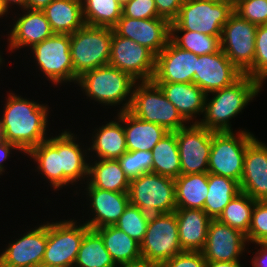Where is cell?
<instances>
[{
	"label": "cell",
	"mask_w": 267,
	"mask_h": 267,
	"mask_svg": "<svg viewBox=\"0 0 267 267\" xmlns=\"http://www.w3.org/2000/svg\"><path fill=\"white\" fill-rule=\"evenodd\" d=\"M113 28L84 25L70 34V53L74 74L108 65L111 55Z\"/></svg>",
	"instance_id": "obj_7"
},
{
	"label": "cell",
	"mask_w": 267,
	"mask_h": 267,
	"mask_svg": "<svg viewBox=\"0 0 267 267\" xmlns=\"http://www.w3.org/2000/svg\"><path fill=\"white\" fill-rule=\"evenodd\" d=\"M234 12L257 26L267 24V0H242Z\"/></svg>",
	"instance_id": "obj_43"
},
{
	"label": "cell",
	"mask_w": 267,
	"mask_h": 267,
	"mask_svg": "<svg viewBox=\"0 0 267 267\" xmlns=\"http://www.w3.org/2000/svg\"><path fill=\"white\" fill-rule=\"evenodd\" d=\"M73 267H116L96 230L89 229L85 233Z\"/></svg>",
	"instance_id": "obj_35"
},
{
	"label": "cell",
	"mask_w": 267,
	"mask_h": 267,
	"mask_svg": "<svg viewBox=\"0 0 267 267\" xmlns=\"http://www.w3.org/2000/svg\"><path fill=\"white\" fill-rule=\"evenodd\" d=\"M239 129L212 131L208 173L231 178L240 184L246 147L255 135L248 129Z\"/></svg>",
	"instance_id": "obj_8"
},
{
	"label": "cell",
	"mask_w": 267,
	"mask_h": 267,
	"mask_svg": "<svg viewBox=\"0 0 267 267\" xmlns=\"http://www.w3.org/2000/svg\"><path fill=\"white\" fill-rule=\"evenodd\" d=\"M242 0H230V3L235 6L236 4H238L239 2H241Z\"/></svg>",
	"instance_id": "obj_59"
},
{
	"label": "cell",
	"mask_w": 267,
	"mask_h": 267,
	"mask_svg": "<svg viewBox=\"0 0 267 267\" xmlns=\"http://www.w3.org/2000/svg\"><path fill=\"white\" fill-rule=\"evenodd\" d=\"M188 123L203 116L206 93L195 83H156ZM199 115V116H198ZM202 115V116H201ZM198 117V118H197Z\"/></svg>",
	"instance_id": "obj_25"
},
{
	"label": "cell",
	"mask_w": 267,
	"mask_h": 267,
	"mask_svg": "<svg viewBox=\"0 0 267 267\" xmlns=\"http://www.w3.org/2000/svg\"><path fill=\"white\" fill-rule=\"evenodd\" d=\"M147 225L148 223L143 218L141 209L129 203L114 226L140 244L146 234Z\"/></svg>",
	"instance_id": "obj_41"
},
{
	"label": "cell",
	"mask_w": 267,
	"mask_h": 267,
	"mask_svg": "<svg viewBox=\"0 0 267 267\" xmlns=\"http://www.w3.org/2000/svg\"><path fill=\"white\" fill-rule=\"evenodd\" d=\"M53 0H27V9L30 10H43Z\"/></svg>",
	"instance_id": "obj_51"
},
{
	"label": "cell",
	"mask_w": 267,
	"mask_h": 267,
	"mask_svg": "<svg viewBox=\"0 0 267 267\" xmlns=\"http://www.w3.org/2000/svg\"><path fill=\"white\" fill-rule=\"evenodd\" d=\"M221 37L189 30H170V40L179 48L197 56L213 54L221 50Z\"/></svg>",
	"instance_id": "obj_38"
},
{
	"label": "cell",
	"mask_w": 267,
	"mask_h": 267,
	"mask_svg": "<svg viewBox=\"0 0 267 267\" xmlns=\"http://www.w3.org/2000/svg\"><path fill=\"white\" fill-rule=\"evenodd\" d=\"M208 189L203 211L211 219H217L230 201L241 192L237 181L211 173H208Z\"/></svg>",
	"instance_id": "obj_32"
},
{
	"label": "cell",
	"mask_w": 267,
	"mask_h": 267,
	"mask_svg": "<svg viewBox=\"0 0 267 267\" xmlns=\"http://www.w3.org/2000/svg\"><path fill=\"white\" fill-rule=\"evenodd\" d=\"M241 263L242 262H218L206 260L205 267H243L244 264Z\"/></svg>",
	"instance_id": "obj_52"
},
{
	"label": "cell",
	"mask_w": 267,
	"mask_h": 267,
	"mask_svg": "<svg viewBox=\"0 0 267 267\" xmlns=\"http://www.w3.org/2000/svg\"><path fill=\"white\" fill-rule=\"evenodd\" d=\"M123 128L128 151H152L153 147L169 132L161 125L145 122L123 111Z\"/></svg>",
	"instance_id": "obj_28"
},
{
	"label": "cell",
	"mask_w": 267,
	"mask_h": 267,
	"mask_svg": "<svg viewBox=\"0 0 267 267\" xmlns=\"http://www.w3.org/2000/svg\"><path fill=\"white\" fill-rule=\"evenodd\" d=\"M248 246L245 234L217 219H211L201 252L205 260L241 262L240 258L247 252Z\"/></svg>",
	"instance_id": "obj_18"
},
{
	"label": "cell",
	"mask_w": 267,
	"mask_h": 267,
	"mask_svg": "<svg viewBox=\"0 0 267 267\" xmlns=\"http://www.w3.org/2000/svg\"><path fill=\"white\" fill-rule=\"evenodd\" d=\"M182 252L175 212L164 213L157 220L148 223L146 234L140 243L143 259L161 266Z\"/></svg>",
	"instance_id": "obj_11"
},
{
	"label": "cell",
	"mask_w": 267,
	"mask_h": 267,
	"mask_svg": "<svg viewBox=\"0 0 267 267\" xmlns=\"http://www.w3.org/2000/svg\"><path fill=\"white\" fill-rule=\"evenodd\" d=\"M87 181L93 187L106 191H129L130 180L122 170L118 160L89 159Z\"/></svg>",
	"instance_id": "obj_30"
},
{
	"label": "cell",
	"mask_w": 267,
	"mask_h": 267,
	"mask_svg": "<svg viewBox=\"0 0 267 267\" xmlns=\"http://www.w3.org/2000/svg\"><path fill=\"white\" fill-rule=\"evenodd\" d=\"M42 11L57 34H72L85 25L81 0H53Z\"/></svg>",
	"instance_id": "obj_29"
},
{
	"label": "cell",
	"mask_w": 267,
	"mask_h": 267,
	"mask_svg": "<svg viewBox=\"0 0 267 267\" xmlns=\"http://www.w3.org/2000/svg\"><path fill=\"white\" fill-rule=\"evenodd\" d=\"M5 135H4V128L2 126V121H1V118H0V143L5 141Z\"/></svg>",
	"instance_id": "obj_54"
},
{
	"label": "cell",
	"mask_w": 267,
	"mask_h": 267,
	"mask_svg": "<svg viewBox=\"0 0 267 267\" xmlns=\"http://www.w3.org/2000/svg\"><path fill=\"white\" fill-rule=\"evenodd\" d=\"M5 98L0 113L5 139L26 155L53 134H48L51 108L47 103L25 98L13 90L8 91Z\"/></svg>",
	"instance_id": "obj_1"
},
{
	"label": "cell",
	"mask_w": 267,
	"mask_h": 267,
	"mask_svg": "<svg viewBox=\"0 0 267 267\" xmlns=\"http://www.w3.org/2000/svg\"><path fill=\"white\" fill-rule=\"evenodd\" d=\"M76 219L47 220V244L42 263L74 266L83 237L90 229L81 219Z\"/></svg>",
	"instance_id": "obj_10"
},
{
	"label": "cell",
	"mask_w": 267,
	"mask_h": 267,
	"mask_svg": "<svg viewBox=\"0 0 267 267\" xmlns=\"http://www.w3.org/2000/svg\"><path fill=\"white\" fill-rule=\"evenodd\" d=\"M175 182L176 209L203 210L208 194V173L180 175Z\"/></svg>",
	"instance_id": "obj_31"
},
{
	"label": "cell",
	"mask_w": 267,
	"mask_h": 267,
	"mask_svg": "<svg viewBox=\"0 0 267 267\" xmlns=\"http://www.w3.org/2000/svg\"><path fill=\"white\" fill-rule=\"evenodd\" d=\"M30 58L38 72L45 80L56 86L74 83L78 77L74 74L72 56L70 53V34H57L35 44L30 48Z\"/></svg>",
	"instance_id": "obj_6"
},
{
	"label": "cell",
	"mask_w": 267,
	"mask_h": 267,
	"mask_svg": "<svg viewBox=\"0 0 267 267\" xmlns=\"http://www.w3.org/2000/svg\"><path fill=\"white\" fill-rule=\"evenodd\" d=\"M262 89L257 80L243 74L232 85L206 94L204 113L198 124L214 132L233 131L230 120L242 114Z\"/></svg>",
	"instance_id": "obj_2"
},
{
	"label": "cell",
	"mask_w": 267,
	"mask_h": 267,
	"mask_svg": "<svg viewBox=\"0 0 267 267\" xmlns=\"http://www.w3.org/2000/svg\"><path fill=\"white\" fill-rule=\"evenodd\" d=\"M136 82L128 73L106 65L83 73L76 87H80L89 102L101 104L105 109L119 107L114 110L118 113L129 110Z\"/></svg>",
	"instance_id": "obj_3"
},
{
	"label": "cell",
	"mask_w": 267,
	"mask_h": 267,
	"mask_svg": "<svg viewBox=\"0 0 267 267\" xmlns=\"http://www.w3.org/2000/svg\"><path fill=\"white\" fill-rule=\"evenodd\" d=\"M156 56L146 47L113 31L108 65L131 75L136 81H151Z\"/></svg>",
	"instance_id": "obj_15"
},
{
	"label": "cell",
	"mask_w": 267,
	"mask_h": 267,
	"mask_svg": "<svg viewBox=\"0 0 267 267\" xmlns=\"http://www.w3.org/2000/svg\"><path fill=\"white\" fill-rule=\"evenodd\" d=\"M128 111L140 120L161 125L168 132H177L189 124L153 80L136 82Z\"/></svg>",
	"instance_id": "obj_5"
},
{
	"label": "cell",
	"mask_w": 267,
	"mask_h": 267,
	"mask_svg": "<svg viewBox=\"0 0 267 267\" xmlns=\"http://www.w3.org/2000/svg\"><path fill=\"white\" fill-rule=\"evenodd\" d=\"M158 15L173 22L179 15L185 0H154Z\"/></svg>",
	"instance_id": "obj_46"
},
{
	"label": "cell",
	"mask_w": 267,
	"mask_h": 267,
	"mask_svg": "<svg viewBox=\"0 0 267 267\" xmlns=\"http://www.w3.org/2000/svg\"><path fill=\"white\" fill-rule=\"evenodd\" d=\"M128 194L130 204L141 209L147 223L176 210L175 182L172 178L152 172L142 174L130 180Z\"/></svg>",
	"instance_id": "obj_4"
},
{
	"label": "cell",
	"mask_w": 267,
	"mask_h": 267,
	"mask_svg": "<svg viewBox=\"0 0 267 267\" xmlns=\"http://www.w3.org/2000/svg\"><path fill=\"white\" fill-rule=\"evenodd\" d=\"M256 251L252 252L253 256L250 258L252 267H267V242L253 243ZM259 247V248H257Z\"/></svg>",
	"instance_id": "obj_48"
},
{
	"label": "cell",
	"mask_w": 267,
	"mask_h": 267,
	"mask_svg": "<svg viewBox=\"0 0 267 267\" xmlns=\"http://www.w3.org/2000/svg\"><path fill=\"white\" fill-rule=\"evenodd\" d=\"M35 267H61V266H52V265H47V264L41 263V264H38Z\"/></svg>",
	"instance_id": "obj_56"
},
{
	"label": "cell",
	"mask_w": 267,
	"mask_h": 267,
	"mask_svg": "<svg viewBox=\"0 0 267 267\" xmlns=\"http://www.w3.org/2000/svg\"><path fill=\"white\" fill-rule=\"evenodd\" d=\"M118 161L129 180L152 172L153 156L151 151H126Z\"/></svg>",
	"instance_id": "obj_40"
},
{
	"label": "cell",
	"mask_w": 267,
	"mask_h": 267,
	"mask_svg": "<svg viewBox=\"0 0 267 267\" xmlns=\"http://www.w3.org/2000/svg\"><path fill=\"white\" fill-rule=\"evenodd\" d=\"M262 86L267 81V24L258 25L255 36V58L253 65L244 73Z\"/></svg>",
	"instance_id": "obj_39"
},
{
	"label": "cell",
	"mask_w": 267,
	"mask_h": 267,
	"mask_svg": "<svg viewBox=\"0 0 267 267\" xmlns=\"http://www.w3.org/2000/svg\"><path fill=\"white\" fill-rule=\"evenodd\" d=\"M95 129L88 138L89 159L118 160L127 150L126 135L123 128V112ZM92 135V136H91ZM90 139V140H89ZM91 152V153H90Z\"/></svg>",
	"instance_id": "obj_24"
},
{
	"label": "cell",
	"mask_w": 267,
	"mask_h": 267,
	"mask_svg": "<svg viewBox=\"0 0 267 267\" xmlns=\"http://www.w3.org/2000/svg\"><path fill=\"white\" fill-rule=\"evenodd\" d=\"M242 75L222 50L196 59L194 83L206 94L232 85Z\"/></svg>",
	"instance_id": "obj_21"
},
{
	"label": "cell",
	"mask_w": 267,
	"mask_h": 267,
	"mask_svg": "<svg viewBox=\"0 0 267 267\" xmlns=\"http://www.w3.org/2000/svg\"><path fill=\"white\" fill-rule=\"evenodd\" d=\"M234 12L230 2L185 0L170 30H189L221 37L222 28Z\"/></svg>",
	"instance_id": "obj_9"
},
{
	"label": "cell",
	"mask_w": 267,
	"mask_h": 267,
	"mask_svg": "<svg viewBox=\"0 0 267 267\" xmlns=\"http://www.w3.org/2000/svg\"><path fill=\"white\" fill-rule=\"evenodd\" d=\"M18 152L22 155L24 154L15 144L10 143L7 140L0 143V178L1 175L3 176V174H5V171L7 169V165H4V163H6V160L10 159L11 157H14L11 156L12 153L13 155L14 153H16L15 155H17Z\"/></svg>",
	"instance_id": "obj_47"
},
{
	"label": "cell",
	"mask_w": 267,
	"mask_h": 267,
	"mask_svg": "<svg viewBox=\"0 0 267 267\" xmlns=\"http://www.w3.org/2000/svg\"><path fill=\"white\" fill-rule=\"evenodd\" d=\"M240 191L256 201H267V143L256 136L248 143L244 156Z\"/></svg>",
	"instance_id": "obj_23"
},
{
	"label": "cell",
	"mask_w": 267,
	"mask_h": 267,
	"mask_svg": "<svg viewBox=\"0 0 267 267\" xmlns=\"http://www.w3.org/2000/svg\"><path fill=\"white\" fill-rule=\"evenodd\" d=\"M10 13L11 12L6 9L3 0H0V18L3 19L5 16L6 19V17H9L8 15H11Z\"/></svg>",
	"instance_id": "obj_53"
},
{
	"label": "cell",
	"mask_w": 267,
	"mask_h": 267,
	"mask_svg": "<svg viewBox=\"0 0 267 267\" xmlns=\"http://www.w3.org/2000/svg\"><path fill=\"white\" fill-rule=\"evenodd\" d=\"M199 1L230 2V0H199Z\"/></svg>",
	"instance_id": "obj_58"
},
{
	"label": "cell",
	"mask_w": 267,
	"mask_h": 267,
	"mask_svg": "<svg viewBox=\"0 0 267 267\" xmlns=\"http://www.w3.org/2000/svg\"><path fill=\"white\" fill-rule=\"evenodd\" d=\"M122 15L133 19L162 18L158 15L154 0H131L123 6Z\"/></svg>",
	"instance_id": "obj_44"
},
{
	"label": "cell",
	"mask_w": 267,
	"mask_h": 267,
	"mask_svg": "<svg viewBox=\"0 0 267 267\" xmlns=\"http://www.w3.org/2000/svg\"><path fill=\"white\" fill-rule=\"evenodd\" d=\"M118 35L137 42L157 56L170 40V22L165 18L133 19L124 17L113 27Z\"/></svg>",
	"instance_id": "obj_20"
},
{
	"label": "cell",
	"mask_w": 267,
	"mask_h": 267,
	"mask_svg": "<svg viewBox=\"0 0 267 267\" xmlns=\"http://www.w3.org/2000/svg\"><path fill=\"white\" fill-rule=\"evenodd\" d=\"M2 50H0V70H1V67L3 66V64L5 65V58L3 55V51L1 52Z\"/></svg>",
	"instance_id": "obj_55"
},
{
	"label": "cell",
	"mask_w": 267,
	"mask_h": 267,
	"mask_svg": "<svg viewBox=\"0 0 267 267\" xmlns=\"http://www.w3.org/2000/svg\"><path fill=\"white\" fill-rule=\"evenodd\" d=\"M152 173L176 179L181 175L176 132H169L152 149Z\"/></svg>",
	"instance_id": "obj_34"
},
{
	"label": "cell",
	"mask_w": 267,
	"mask_h": 267,
	"mask_svg": "<svg viewBox=\"0 0 267 267\" xmlns=\"http://www.w3.org/2000/svg\"><path fill=\"white\" fill-rule=\"evenodd\" d=\"M71 129L59 130L58 133V154L61 162V189L69 187L73 190L74 196L78 190V184L84 185L88 180L89 153L88 146L80 140L77 134ZM61 132V133H60ZM78 136V137H77ZM81 141V142H80ZM85 146V147H84ZM86 180V181H85ZM73 185V186H72Z\"/></svg>",
	"instance_id": "obj_14"
},
{
	"label": "cell",
	"mask_w": 267,
	"mask_h": 267,
	"mask_svg": "<svg viewBox=\"0 0 267 267\" xmlns=\"http://www.w3.org/2000/svg\"><path fill=\"white\" fill-rule=\"evenodd\" d=\"M102 237L105 248L115 264L141 259L140 244L115 226L95 229Z\"/></svg>",
	"instance_id": "obj_33"
},
{
	"label": "cell",
	"mask_w": 267,
	"mask_h": 267,
	"mask_svg": "<svg viewBox=\"0 0 267 267\" xmlns=\"http://www.w3.org/2000/svg\"><path fill=\"white\" fill-rule=\"evenodd\" d=\"M36 166L33 171L42 175L52 190H61V162L58 154V135H50L49 138L32 148L27 154Z\"/></svg>",
	"instance_id": "obj_27"
},
{
	"label": "cell",
	"mask_w": 267,
	"mask_h": 267,
	"mask_svg": "<svg viewBox=\"0 0 267 267\" xmlns=\"http://www.w3.org/2000/svg\"><path fill=\"white\" fill-rule=\"evenodd\" d=\"M121 6L123 7L126 3L130 2L131 0H117Z\"/></svg>",
	"instance_id": "obj_57"
},
{
	"label": "cell",
	"mask_w": 267,
	"mask_h": 267,
	"mask_svg": "<svg viewBox=\"0 0 267 267\" xmlns=\"http://www.w3.org/2000/svg\"><path fill=\"white\" fill-rule=\"evenodd\" d=\"M256 30V24L235 12L222 28L221 50L243 74L253 65Z\"/></svg>",
	"instance_id": "obj_12"
},
{
	"label": "cell",
	"mask_w": 267,
	"mask_h": 267,
	"mask_svg": "<svg viewBox=\"0 0 267 267\" xmlns=\"http://www.w3.org/2000/svg\"><path fill=\"white\" fill-rule=\"evenodd\" d=\"M178 236L183 251L201 252L211 218L200 209H176Z\"/></svg>",
	"instance_id": "obj_26"
},
{
	"label": "cell",
	"mask_w": 267,
	"mask_h": 267,
	"mask_svg": "<svg viewBox=\"0 0 267 267\" xmlns=\"http://www.w3.org/2000/svg\"><path fill=\"white\" fill-rule=\"evenodd\" d=\"M246 239L248 244L267 242V201L255 202Z\"/></svg>",
	"instance_id": "obj_42"
},
{
	"label": "cell",
	"mask_w": 267,
	"mask_h": 267,
	"mask_svg": "<svg viewBox=\"0 0 267 267\" xmlns=\"http://www.w3.org/2000/svg\"><path fill=\"white\" fill-rule=\"evenodd\" d=\"M81 190L84 191L80 192ZM79 194L84 195V198L87 197L85 204L88 206L86 209L88 211L86 214L90 212L86 215V219L82 216V222L94 230L100 227L114 226L130 203L128 192H112L95 188L88 181L85 185L78 187L76 195L79 196Z\"/></svg>",
	"instance_id": "obj_13"
},
{
	"label": "cell",
	"mask_w": 267,
	"mask_h": 267,
	"mask_svg": "<svg viewBox=\"0 0 267 267\" xmlns=\"http://www.w3.org/2000/svg\"><path fill=\"white\" fill-rule=\"evenodd\" d=\"M255 202L248 194L240 192L224 208L217 220L247 235Z\"/></svg>",
	"instance_id": "obj_37"
},
{
	"label": "cell",
	"mask_w": 267,
	"mask_h": 267,
	"mask_svg": "<svg viewBox=\"0 0 267 267\" xmlns=\"http://www.w3.org/2000/svg\"><path fill=\"white\" fill-rule=\"evenodd\" d=\"M202 252L183 251L165 261L161 267H205Z\"/></svg>",
	"instance_id": "obj_45"
},
{
	"label": "cell",
	"mask_w": 267,
	"mask_h": 267,
	"mask_svg": "<svg viewBox=\"0 0 267 267\" xmlns=\"http://www.w3.org/2000/svg\"><path fill=\"white\" fill-rule=\"evenodd\" d=\"M19 236L0 252V267H35L42 263L47 244V221L30 227Z\"/></svg>",
	"instance_id": "obj_17"
},
{
	"label": "cell",
	"mask_w": 267,
	"mask_h": 267,
	"mask_svg": "<svg viewBox=\"0 0 267 267\" xmlns=\"http://www.w3.org/2000/svg\"><path fill=\"white\" fill-rule=\"evenodd\" d=\"M116 267H161V266L141 258L139 260L132 262L116 264Z\"/></svg>",
	"instance_id": "obj_49"
},
{
	"label": "cell",
	"mask_w": 267,
	"mask_h": 267,
	"mask_svg": "<svg viewBox=\"0 0 267 267\" xmlns=\"http://www.w3.org/2000/svg\"><path fill=\"white\" fill-rule=\"evenodd\" d=\"M21 12H13V22L11 21L8 26L11 28L6 32L7 51L10 54L23 48H27L29 52L35 44L54 34L42 10L23 9Z\"/></svg>",
	"instance_id": "obj_19"
},
{
	"label": "cell",
	"mask_w": 267,
	"mask_h": 267,
	"mask_svg": "<svg viewBox=\"0 0 267 267\" xmlns=\"http://www.w3.org/2000/svg\"><path fill=\"white\" fill-rule=\"evenodd\" d=\"M3 3L6 7V9L13 13V8L17 6V8L20 10L27 9V0H3ZM16 5V6H14ZM12 8V9H11Z\"/></svg>",
	"instance_id": "obj_50"
},
{
	"label": "cell",
	"mask_w": 267,
	"mask_h": 267,
	"mask_svg": "<svg viewBox=\"0 0 267 267\" xmlns=\"http://www.w3.org/2000/svg\"><path fill=\"white\" fill-rule=\"evenodd\" d=\"M198 56L176 46L171 40L156 56L155 83H194Z\"/></svg>",
	"instance_id": "obj_22"
},
{
	"label": "cell",
	"mask_w": 267,
	"mask_h": 267,
	"mask_svg": "<svg viewBox=\"0 0 267 267\" xmlns=\"http://www.w3.org/2000/svg\"><path fill=\"white\" fill-rule=\"evenodd\" d=\"M86 25L113 28L122 15L117 0H81Z\"/></svg>",
	"instance_id": "obj_36"
},
{
	"label": "cell",
	"mask_w": 267,
	"mask_h": 267,
	"mask_svg": "<svg viewBox=\"0 0 267 267\" xmlns=\"http://www.w3.org/2000/svg\"><path fill=\"white\" fill-rule=\"evenodd\" d=\"M181 175L208 173L212 131L198 123H189L176 132Z\"/></svg>",
	"instance_id": "obj_16"
}]
</instances>
